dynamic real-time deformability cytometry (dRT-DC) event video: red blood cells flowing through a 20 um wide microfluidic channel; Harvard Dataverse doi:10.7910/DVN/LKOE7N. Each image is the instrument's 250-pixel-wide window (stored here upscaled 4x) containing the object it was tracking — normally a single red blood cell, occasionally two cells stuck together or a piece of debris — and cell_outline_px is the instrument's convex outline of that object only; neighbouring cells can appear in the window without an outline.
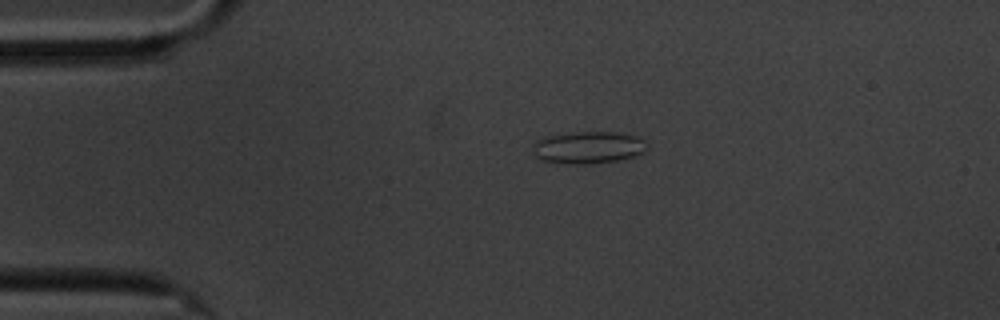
{"species": "common noctule bat (a hibernating species)", "species_latin": "Nyctalus noctula", "temperature_condition": "cold", "stored_images_in_passage": 15, "camera_frame_rate_fps": 3000, "um_per_image_px": 0.085, "animal": {"sex": "male", "body_mass_g": 20.1, "forearm_length_mm": 53.5}, "frame": {"image": 1, "passage_image": 4, "time_ms": 3.333, "image_size_px": [1000, 320], "cell_outline_px": [[648, 148], [644, 152], [636, 156], [616, 160], [588, 164], [556, 164], [540, 160], [532, 156], [532, 148], [536, 140], [544, 136], [572, 132], [616, 132], [636, 136], [644, 140], [648, 144]], "centroid_in_image_um": [49.94, 12.54], "position_along_channel_um": 35.1, "area_um2": 21.96}}
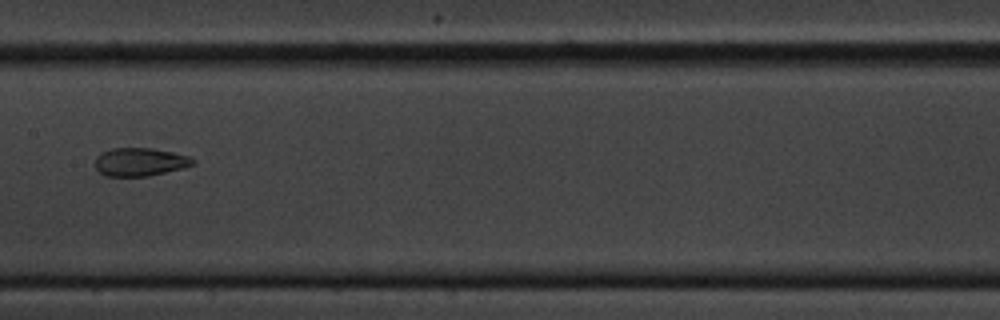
{"frame": {"image": 2, "passage_image": 8, "time_ms": 9.0, "image_size_px": [1000, 320], "cell_outline_px": [[196, 164], [184, 168], [148, 176], [104, 176], [96, 168], [96, 156], [100, 152], [112, 148], [152, 148], [172, 152], [188, 156], [196, 160]], "centroid_in_image_um": [11.91, 13.76], "position_along_channel_um": 195.5, "area_um2": 16.18}}
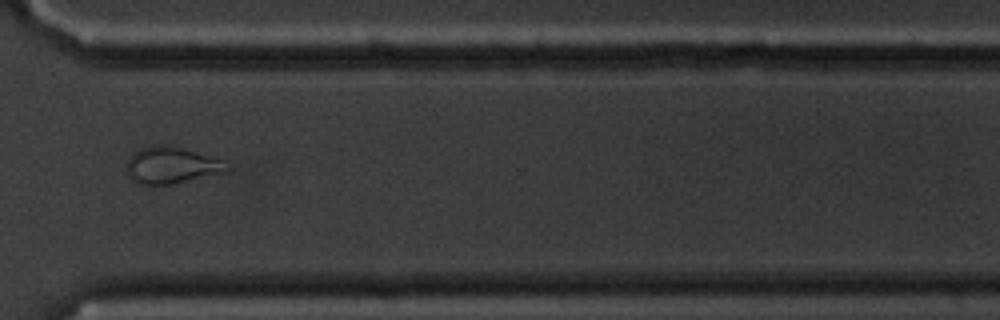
{"frame": {"image": 3, "passage_image": 12, "time_ms": 13.667, "image_size_px": [1000, 320], "cell_outline_px": [[228, 168], [220, 172], [168, 184], [140, 184], [132, 180], [128, 176], [128, 160], [140, 148], [152, 144], [168, 144], [184, 148], [220, 160]], "centroid_in_image_um": [14.47, 14.01], "position_along_channel_um": 356.1, "area_um2": 20.52}, "authors_computed_cell_mechanics": {"area_um2": 20.519, "velocity_mm_per_s": 3.455, "shape_relaxation_time_tau1_ms": null, "shape_relaxation_time_tau2_ms": 0.8572, "deformation_change_tau1": null, "deformation_change_tau2": 0.0595}}